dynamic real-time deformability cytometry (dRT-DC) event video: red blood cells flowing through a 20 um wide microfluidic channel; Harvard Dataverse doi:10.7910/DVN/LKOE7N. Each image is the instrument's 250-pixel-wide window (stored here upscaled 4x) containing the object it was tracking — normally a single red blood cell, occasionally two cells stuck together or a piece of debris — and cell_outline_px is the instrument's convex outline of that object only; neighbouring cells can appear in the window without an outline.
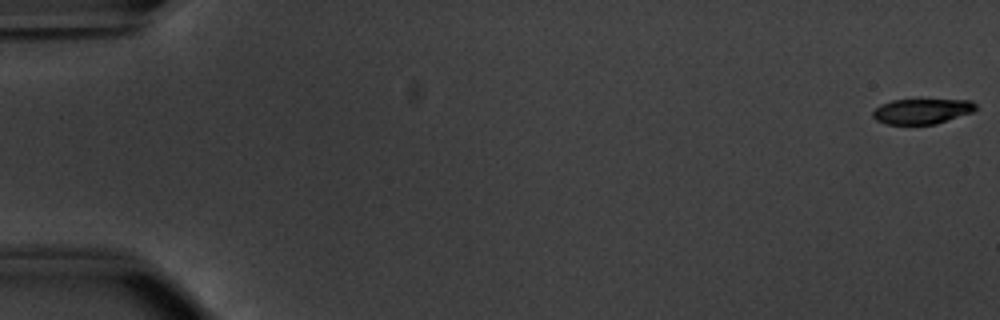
{"species": "common noctule bat (a hibernating species)", "species_latin": "Nyctalus noctula", "temperature_condition": "warm", "stored_images_in_passage": 22, "camera_frame_rate_fps": 3000, "um_per_image_px": 0.085, "animal": {"sex": "male", "body_mass_g": 20.1, "forearm_length_mm": 53.5}, "frame": {"image": 1, "passage_image": 1, "time_ms": 0.0, "image_size_px": [1000, 320], "cell_outline_px": [[976, 108], [972, 112], [936, 124], [888, 124], [876, 120], [872, 116], [872, 112], [880, 104], [892, 100], [972, 100], [976, 104]], "centroid_in_image_um": [78.35, 9.45], "position_along_channel_um": 6.7, "area_um2": 15.03}}
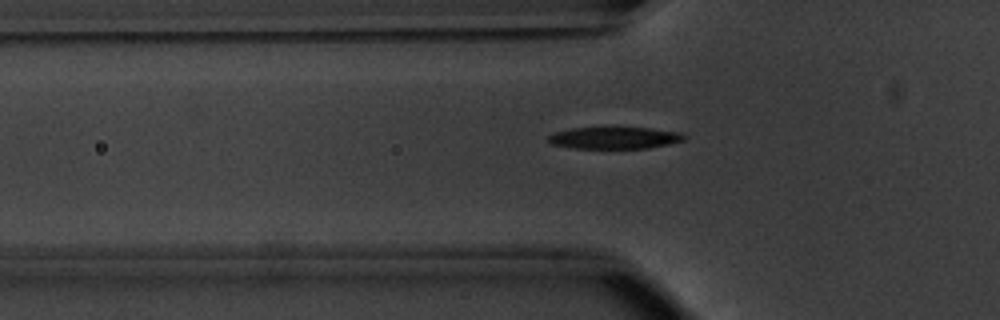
{"frame": {"image": 2, "passage_image": 19, "time_ms": 6.0, "image_size_px": [1000, 320], "cell_outline_px": [[688, 136], [684, 140], [668, 144], [648, 148], [576, 148], [552, 144], [548, 140], [548, 136], [556, 132], [572, 128], [648, 128], [680, 132]], "centroid_in_image_um": [52.27, 11.72], "position_along_channel_um": 73.5, "area_um2": 17.05}}